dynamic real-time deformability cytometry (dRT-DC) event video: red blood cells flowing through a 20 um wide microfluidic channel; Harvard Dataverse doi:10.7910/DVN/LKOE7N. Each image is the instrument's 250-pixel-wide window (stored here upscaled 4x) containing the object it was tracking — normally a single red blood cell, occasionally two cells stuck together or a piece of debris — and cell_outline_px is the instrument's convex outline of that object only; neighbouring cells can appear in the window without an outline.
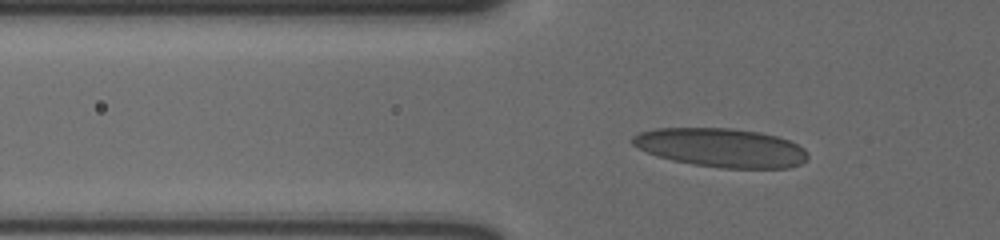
{"species": "human", "species_latin": "Homo sapiens", "temperature_condition": "cold", "stored_images_in_passage": 52, "camera_frame_rate_fps": 3000, "um_per_image_px": 0.085, "donor": {"sex": "male"}, "frame": {"image": 1, "passage_image": 15, "time_ms": 4.667, "image_size_px": [1000, 240], "cell_outline_px": [[808, 160], [800, 164], [788, 168], [724, 168], [692, 164], [672, 160], [656, 156], [632, 144], [632, 136], [640, 132], [656, 128], [732, 128], [760, 132], [776, 136], [788, 140], [804, 148], [808, 156]], "centroid_in_image_um": [61.31, 12.55], "position_along_channel_um": 64.5, "area_um2": 39.65}}
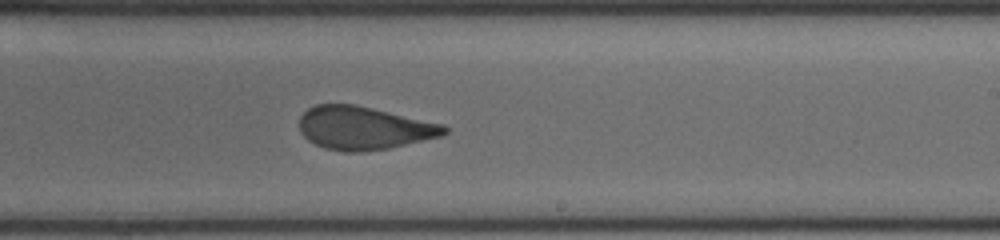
{"frame": {"image": 2, "passage_image": 32, "time_ms": 10.333, "image_size_px": [1000, 240], "cell_outline_px": [[448, 132], [444, 136], [388, 148], [360, 152], [344, 152], [324, 148], [308, 140], [300, 132], [300, 116], [308, 108], [316, 104], [356, 104], [444, 124], [448, 128]], "centroid_in_image_um": [30.95, 10.88], "position_along_channel_um": 258.1, "area_um2": 36.65}}
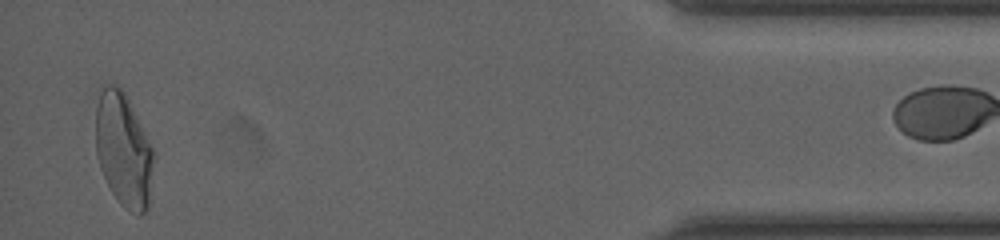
{"frame": {"image": 3, "passage_image": 51, "time_ms": 16.667, "image_size_px": [1000, 240], "cell_outline_px": [[156, 156], [148, 208], [140, 216], [124, 208], [120, 204], [112, 192], [100, 168], [96, 156], [96, 108], [100, 84], [116, 84], [124, 92]], "centroid_in_image_um": [10.5, 12.75], "position_along_channel_um": 424.7, "area_um2": 38.73}}